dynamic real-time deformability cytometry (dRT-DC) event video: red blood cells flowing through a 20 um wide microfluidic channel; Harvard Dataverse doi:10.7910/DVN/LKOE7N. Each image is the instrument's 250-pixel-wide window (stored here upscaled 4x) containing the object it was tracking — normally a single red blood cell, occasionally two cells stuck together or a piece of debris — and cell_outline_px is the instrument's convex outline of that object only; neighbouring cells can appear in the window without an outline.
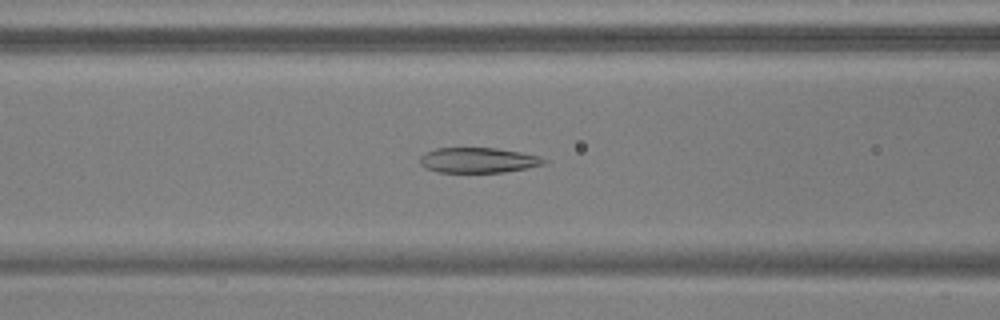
{"species": "common noctule bat (a hibernating species)", "species_latin": "Nyctalus noctula", "temperature_condition": "warm", "stored_images_in_passage": 54, "camera_frame_rate_fps": 3000, "um_per_image_px": 0.085, "animal": {"sex": "male", "body_mass_g": 17.9, "forearm_length_mm": 54.2}, "frame": {"image": 1, "passage_image": 23, "time_ms": 7.333, "image_size_px": [1000, 320], "cell_outline_px": [[548, 160], [544, 164], [504, 172], [440, 172], [424, 168], [420, 164], [420, 156], [436, 148], [496, 148], [520, 152], [540, 156]], "centroid_in_image_um": [40.64, 13.61], "position_along_channel_um": 126.0, "area_um2": 18.09}}
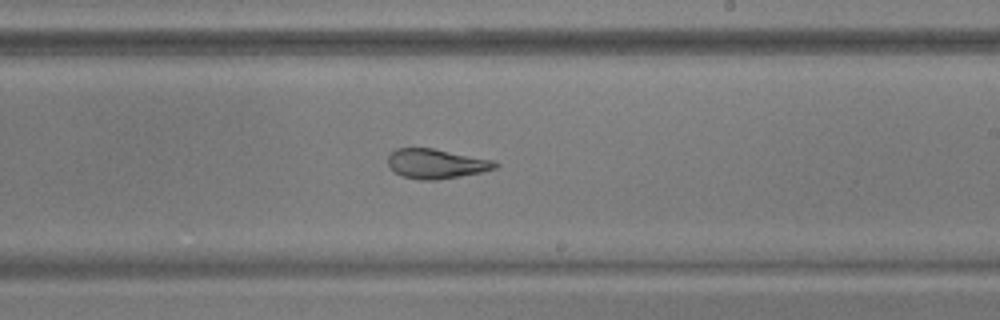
{"frame": {"image": 2, "passage_image": 33, "time_ms": 10.667, "image_size_px": [1000, 320], "cell_outline_px": [[500, 164], [496, 168], [480, 172], [460, 176], [436, 180], [420, 180], [400, 176], [388, 164], [388, 156], [396, 148], [432, 148], [496, 160]], "centroid_in_image_um": [37.1, 13.91], "position_along_channel_um": 251.9, "area_um2": 18.55}}
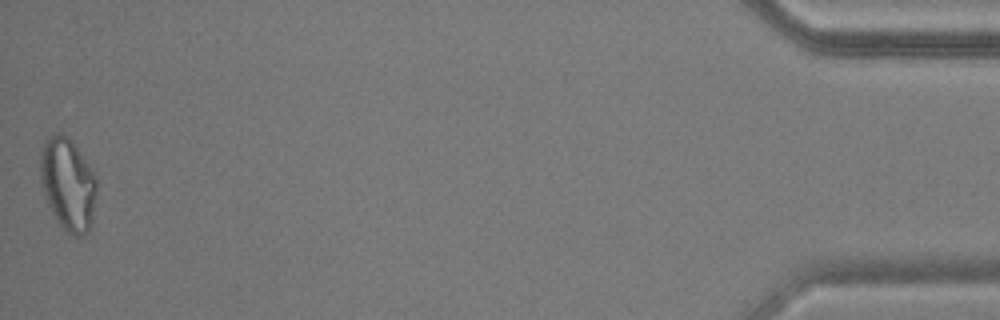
{"frame": {"image": 3, "passage_image": 54, "time_ms": 17.667, "image_size_px": [1000, 320], "cell_outline_px": [[96, 192], [92, 224], [88, 232], [80, 236], [72, 236], [60, 228], [44, 196], [40, 180], [40, 148], [44, 140], [56, 132], [60, 132], [68, 136], [72, 140], [96, 176]], "centroid_in_image_um": [5.75, 15.66], "position_along_channel_um": 429.4, "area_um2": 30.92}, "authors_computed_cell_mechanics": {"area_um2": 22.0218, "velocity_mm_per_s": 3.7808, "shape_relaxation_time_tau1_ms": null, "shape_relaxation_time_tau2_ms": 2.5024, "deformation_change_tau1": null, "deformation_change_tau2": 0.1101}}